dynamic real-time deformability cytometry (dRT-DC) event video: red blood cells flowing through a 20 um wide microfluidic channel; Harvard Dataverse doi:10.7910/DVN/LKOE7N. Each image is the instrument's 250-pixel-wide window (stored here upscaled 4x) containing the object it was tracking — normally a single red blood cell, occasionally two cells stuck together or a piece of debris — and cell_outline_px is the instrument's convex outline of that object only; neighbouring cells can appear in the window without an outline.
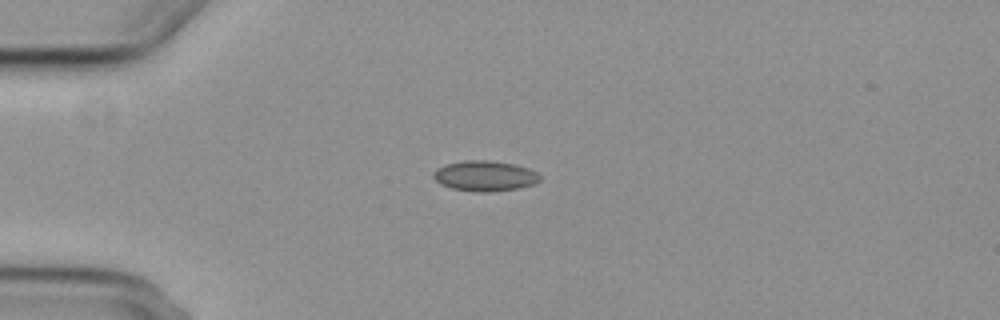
{"species": "common noctule bat (a hibernating species)", "species_latin": "Nyctalus noctula", "temperature_condition": "cold", "stored_images_in_passage": 9, "camera_frame_rate_fps": 3000, "um_per_image_px": 0.085, "animal": {"sex": "female", "body_mass_g": 29.2, "forearm_length_mm": 56.3}, "frame": {"image": 1, "passage_image": 3, "time_ms": 3.333, "image_size_px": [1000, 320], "cell_outline_px": [[540, 180], [536, 184], [520, 188], [488, 192], [480, 192], [452, 188], [440, 184], [432, 176], [440, 168], [448, 164], [468, 160], [488, 160], [516, 164], [528, 168], [536, 172], [540, 176]], "centroid_in_image_um": [41.28, 14.96], "position_along_channel_um": 43.7, "area_um2": 18.67}}
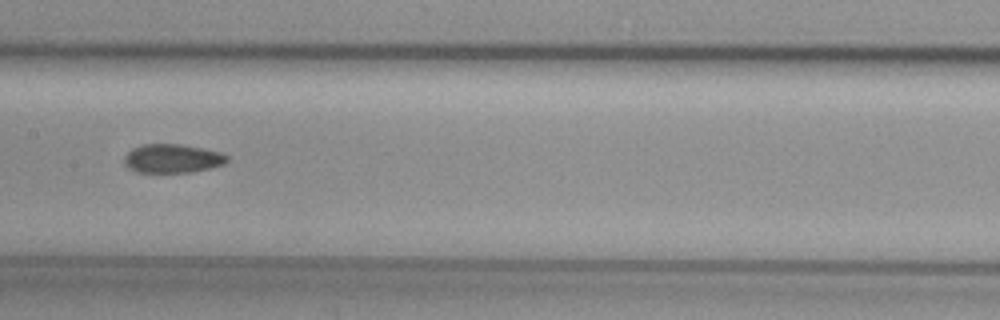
{"frame": {"image": 2, "passage_image": 7, "time_ms": 8.0, "image_size_px": [1000, 320], "cell_outline_px": [[228, 160], [224, 164], [192, 172], [136, 172], [128, 168], [124, 164], [124, 156], [132, 148], [140, 144], [180, 144], [204, 148], [220, 152], [228, 156]], "centroid_in_image_um": [14.63, 13.46], "position_along_channel_um": 192.8, "area_um2": 17.34}}
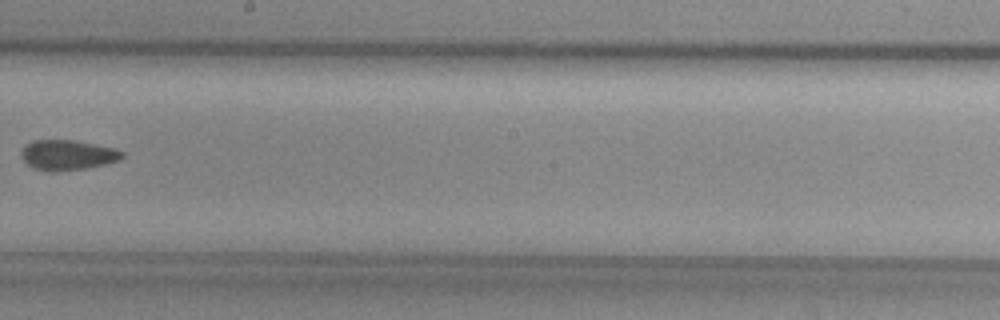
{"frame": {"image": 3, "passage_image": 8, "time_ms": 9.333, "image_size_px": [1000, 320], "cell_outline_px": [[124, 156], [120, 160], [104, 164], [84, 168], [56, 172], [48, 172], [32, 168], [20, 156], [20, 152], [32, 140], [72, 140], [112, 148], [124, 152]], "centroid_in_image_um": [5.71, 13.19], "position_along_channel_um": 242.5, "area_um2": 17.57}}